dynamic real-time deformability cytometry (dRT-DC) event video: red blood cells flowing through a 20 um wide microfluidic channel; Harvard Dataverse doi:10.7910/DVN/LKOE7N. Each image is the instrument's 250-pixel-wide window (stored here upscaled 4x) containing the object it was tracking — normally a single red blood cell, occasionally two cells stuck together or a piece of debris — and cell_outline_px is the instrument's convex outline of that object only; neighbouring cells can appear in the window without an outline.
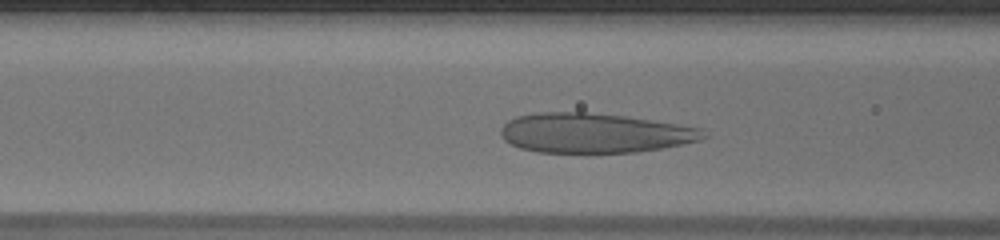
{"species": "human", "species_latin": "Homo sapiens", "temperature_condition": "warm", "stored_images_in_passage": 28, "camera_frame_rate_fps": 3000, "um_per_image_px": 0.085, "donor": {"sex": "male"}, "frame": {"image": 1, "passage_image": 6, "time_ms": 1.667, "image_size_px": [1000, 240], "cell_outline_px": [[708, 136], [700, 140], [660, 148], [636, 152], [536, 152], [520, 148], [504, 140], [500, 132], [500, 128], [508, 120], [516, 116], [536, 112], [584, 112], [624, 116], [676, 124], [700, 128]], "centroid_in_image_um": [50.46, 11.3], "position_along_channel_um": 116.1, "area_um2": 46.53}}
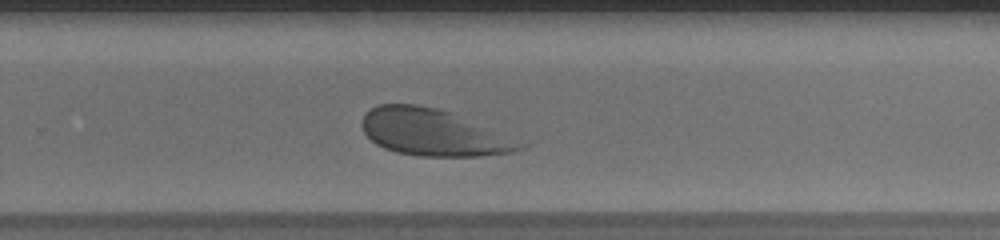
{"frame": {"image": 2, "passage_image": 19, "time_ms": 6.0, "image_size_px": [1000, 240], "cell_outline_px": [[532, 144], [528, 148], [512, 152], [480, 156], [420, 156], [396, 152], [384, 148], [376, 144], [364, 132], [360, 124], [364, 116], [372, 108], [380, 104], [416, 104], [436, 108], [452, 112]], "centroid_in_image_um": [36.92, 11.27], "position_along_channel_um": 292.9, "area_um2": 43.47}}
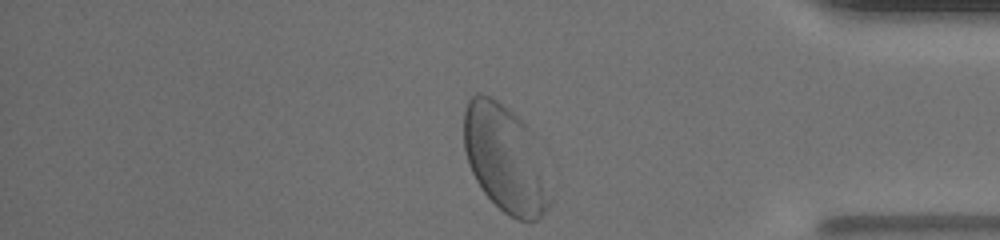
{"frame": {"image": 3, "passage_image": 28, "time_ms": 9.0, "image_size_px": [1000, 240], "cell_outline_px": [[552, 200], [548, 208], [536, 220], [516, 220], [504, 212], [484, 192], [476, 180], [468, 164], [464, 148], [464, 108], [468, 100], [476, 92], [480, 92], [496, 100], [508, 108], [524, 124]], "centroid_in_image_um": [42.83, 13.5], "position_along_channel_um": 392.4, "area_um2": 51.85}, "authors_computed_cell_mechanics": {"area_um2": 46.9625, "velocity_mm_per_s": 4.0942, "shape_relaxation_time_tau1_ms": 4.8795, "shape_relaxation_time_tau2_ms": 0.8194, "deformation_change_tau1": 0.1897, "deformation_change_tau2": 0.074}}